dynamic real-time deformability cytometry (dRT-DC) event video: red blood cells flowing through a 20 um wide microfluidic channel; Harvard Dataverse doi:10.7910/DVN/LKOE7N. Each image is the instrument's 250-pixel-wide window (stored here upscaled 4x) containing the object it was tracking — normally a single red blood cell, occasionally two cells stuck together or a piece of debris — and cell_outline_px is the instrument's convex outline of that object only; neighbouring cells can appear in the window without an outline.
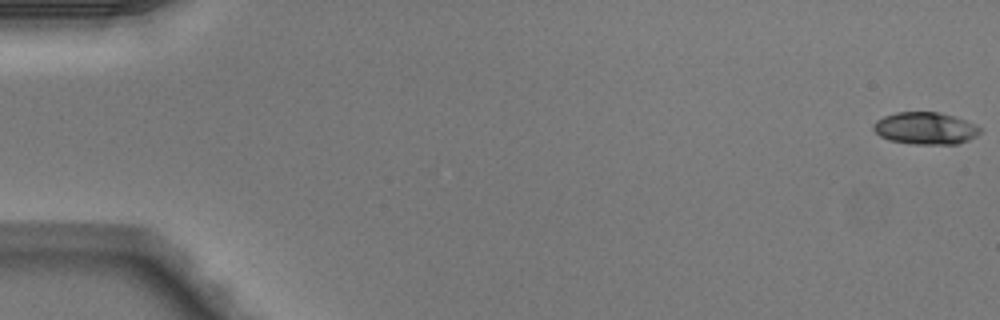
{"species": "Egyptian fruit bat (a non-hibernating species)", "species_latin": "Rousettus aegyptiacus", "temperature_condition": "warm", "stored_images_in_passage": 50, "camera_frame_rate_fps": 3000, "um_per_image_px": 0.085, "animal": {"sex": "male"}, "frame": {"image": 1, "passage_image": 1, "time_ms": 0.0, "image_size_px": [1000, 320], "cell_outline_px": [[980, 132], [976, 136], [968, 140], [956, 144], [912, 144], [888, 140], [880, 136], [872, 128], [872, 124], [876, 120], [884, 116], [896, 112], [940, 112], [956, 116], [976, 124], [980, 128]], "centroid_in_image_um": [78.65, 10.9], "position_along_channel_um": 6.4, "area_um2": 20.17}}
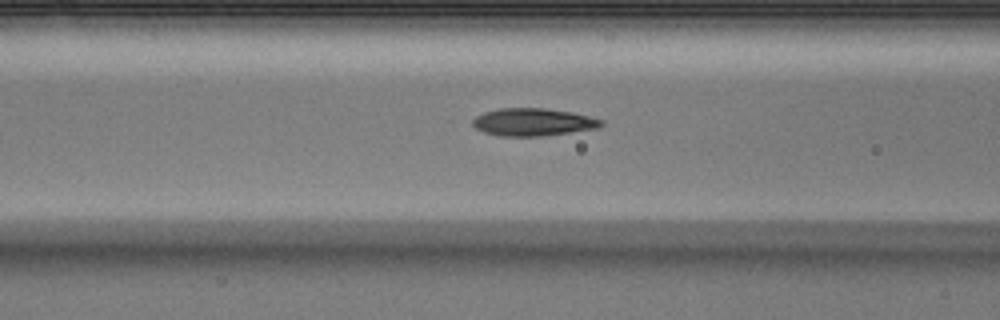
{"frame": {"image": 2, "passage_image": 21, "time_ms": 6.667, "image_size_px": [1000, 320], "cell_outline_px": [[604, 124], [600, 128], [540, 136], [500, 136], [484, 132], [476, 128], [472, 124], [472, 120], [476, 116], [484, 112], [500, 108], [544, 108], [572, 112], [604, 120]], "centroid_in_image_um": [45.32, 10.37], "position_along_channel_um": 121.3, "area_um2": 20.69}}
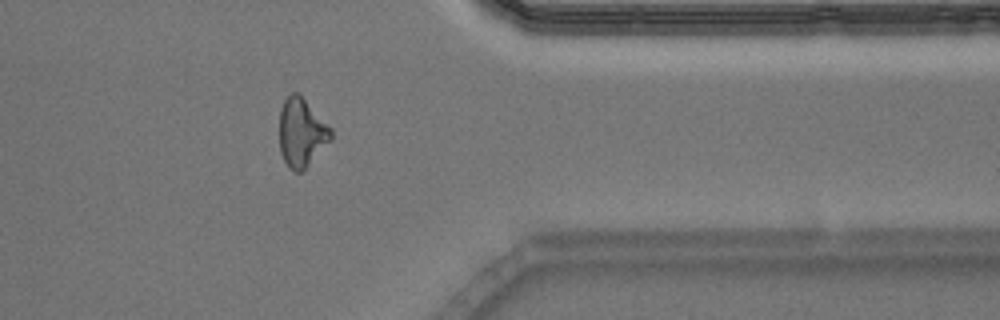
{"frame": {"image": 3, "passage_image": 41, "time_ms": 13.333, "image_size_px": [1000, 320], "cell_outline_px": [[332, 140], [300, 172], [292, 172], [288, 168], [280, 152], [280, 108], [284, 100], [292, 92], [296, 92], [332, 128]], "centroid_in_image_um": [25.62, 11.29], "position_along_channel_um": 385.8, "area_um2": 20.35}, "authors_computed_cell_mechanics": {"area_um2": 19.9988, "velocity_mm_per_s": 4.1413, "shape_relaxation_time_tau1_ms": 7.499, "shape_relaxation_time_tau2_ms": 1.8999, "deformation_change_tau1": 0.2323, "deformation_change_tau2": 0.101}}